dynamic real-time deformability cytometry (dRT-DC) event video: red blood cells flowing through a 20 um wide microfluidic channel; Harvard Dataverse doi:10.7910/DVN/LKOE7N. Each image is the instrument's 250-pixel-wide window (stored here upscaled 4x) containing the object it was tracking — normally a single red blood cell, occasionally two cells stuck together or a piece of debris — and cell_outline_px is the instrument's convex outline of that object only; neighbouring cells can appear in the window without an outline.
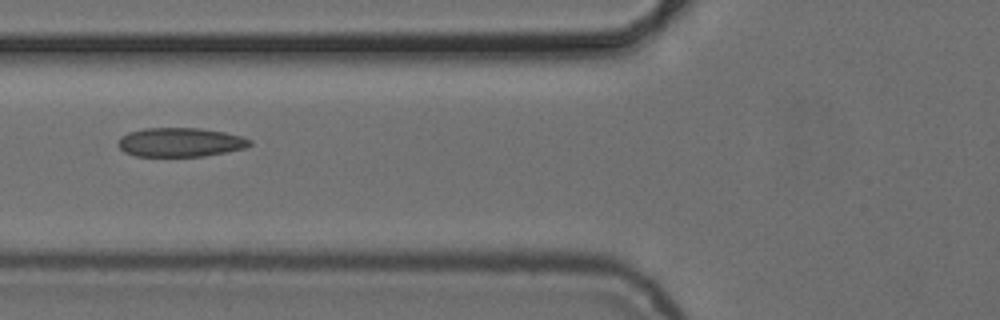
{"species": "common noctule bat (a hibernating species)", "species_latin": "Nyctalus noctula", "temperature_condition": "cold", "stored_images_in_passage": 3, "camera_frame_rate_fps": 3000, "um_per_image_px": 0.085, "animal": {"sex": "female", "body_mass_g": 24.6, "forearm_length_mm": 56.2}, "frame": {"image": 1, "passage_image": 3, "time_ms": 2.333, "image_size_px": [1000, 320], "cell_outline_px": [[252, 144], [244, 148], [204, 156], [136, 156], [124, 152], [116, 144], [120, 136], [128, 132], [144, 128], [200, 128], [224, 132], [244, 136], [252, 140]], "centroid_in_image_um": [15.3, 12.08], "position_along_channel_um": 110.5, "area_um2": 22.43}}